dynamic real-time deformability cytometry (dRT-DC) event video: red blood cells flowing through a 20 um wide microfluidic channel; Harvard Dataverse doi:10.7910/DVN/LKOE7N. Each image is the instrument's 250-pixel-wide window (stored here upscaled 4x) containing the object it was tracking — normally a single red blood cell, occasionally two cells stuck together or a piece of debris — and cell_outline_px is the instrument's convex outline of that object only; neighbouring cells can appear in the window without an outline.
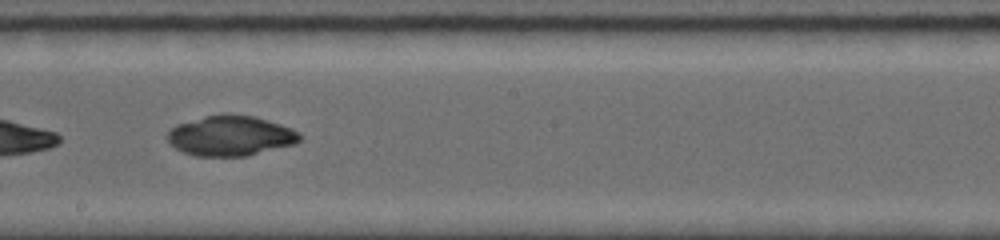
{"species": "common noctule bat (a hibernating species)", "species_latin": "Nyctalus noctula", "temperature_condition": "room temperature", "stored_images_in_passage": 13, "camera_frame_rate_fps": 5000, "um_per_image_px": 0.085, "animal": {"sex": "female", "body_mass_g": 19.0, "forearm_length_mm": 56.7}, "frame": {"image": 1, "passage_image": 6, "time_ms": 4.0, "image_size_px": [1000, 240], "cell_outline_px": [[300, 140], [296, 144], [248, 156], [196, 156], [184, 152], [176, 148], [168, 140], [168, 132], [176, 124], [204, 116], [220, 112], [232, 112], [252, 116], [280, 124], [292, 128], [300, 132]], "centroid_in_image_um": [19.62, 11.52], "position_along_channel_um": 228.6, "area_um2": 31.33}}